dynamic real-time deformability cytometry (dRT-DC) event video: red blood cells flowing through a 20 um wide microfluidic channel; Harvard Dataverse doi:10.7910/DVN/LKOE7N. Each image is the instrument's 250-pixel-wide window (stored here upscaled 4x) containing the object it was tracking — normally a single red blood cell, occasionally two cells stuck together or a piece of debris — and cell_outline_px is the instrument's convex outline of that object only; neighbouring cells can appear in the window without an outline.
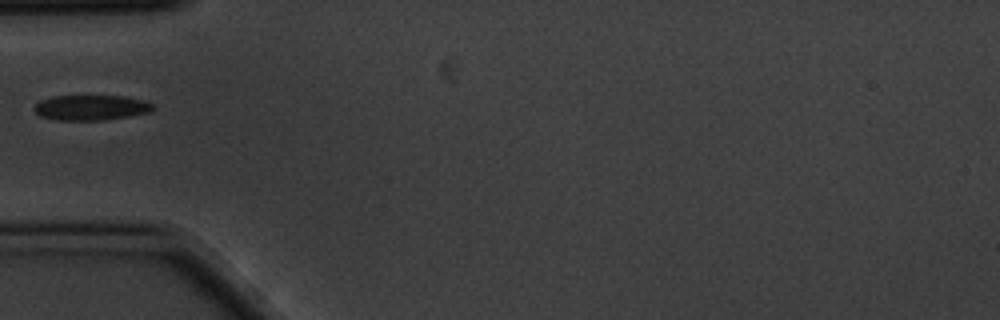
{"species": "common noctule bat (a hibernating species)", "species_latin": "Nyctalus noctula", "temperature_condition": "cold", "stored_images_in_passage": 1, "camera_frame_rate_fps": 3000, "um_per_image_px": 0.085, "animal": {"sex": "male", "body_mass_g": 20.1, "forearm_length_mm": 53.5}, "frame": {"image": 1, "passage_image": 1, "time_ms": 0.0, "image_size_px": [1000, 320], "cell_outline_px": [[156, 108], [152, 112], [104, 120], [56, 120], [40, 116], [32, 108], [40, 100], [52, 96], [124, 96], [144, 100], [156, 104]], "centroid_in_image_um": [7.78, 9.14], "position_along_channel_um": 77.2, "area_um2": 17.69}}